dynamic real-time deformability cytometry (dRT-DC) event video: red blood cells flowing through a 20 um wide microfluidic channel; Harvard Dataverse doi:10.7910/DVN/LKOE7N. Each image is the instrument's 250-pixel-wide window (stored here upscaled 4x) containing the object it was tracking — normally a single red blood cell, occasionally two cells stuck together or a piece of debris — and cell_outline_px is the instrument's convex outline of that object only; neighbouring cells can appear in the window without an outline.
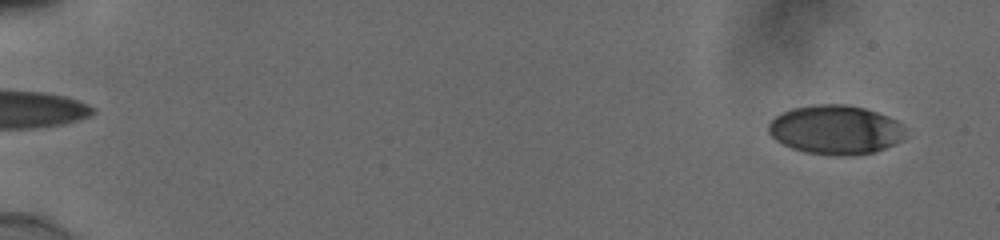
{"species": "human", "species_latin": "Homo sapiens", "temperature_condition": "cold", "stored_images_in_passage": 56, "camera_frame_rate_fps": 3000, "um_per_image_px": 0.085, "donor": {"sex": "male"}, "frame": {"image": 1, "passage_image": 4, "time_ms": 1.0, "image_size_px": [1000, 240], "cell_outline_px": [[904, 136], [900, 140], [884, 148], [872, 152], [804, 152], [792, 148], [776, 140], [768, 132], [768, 124], [776, 116], [792, 108], [816, 104], [848, 104], [864, 108], [888, 116], [896, 120], [904, 128]], "centroid_in_image_um": [70.98, 10.96], "position_along_channel_um": 14.0, "area_um2": 37.86}}
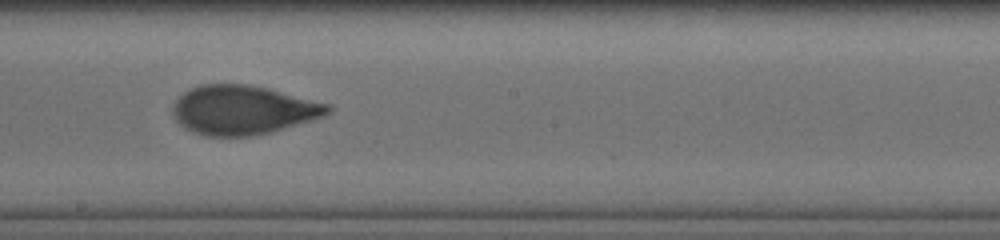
{"frame": {"image": 2, "passage_image": 34, "time_ms": 11.0, "image_size_px": [1000, 240], "cell_outline_px": [[332, 108], [324, 116], [312, 120], [268, 132], [248, 136], [208, 136], [192, 132], [184, 128], [176, 120], [172, 112], [172, 108], [176, 100], [184, 92], [200, 84], [244, 84], [264, 88], [328, 104]], "centroid_in_image_um": [20.59, 9.35], "position_along_channel_um": 227.6, "area_um2": 43.64}}
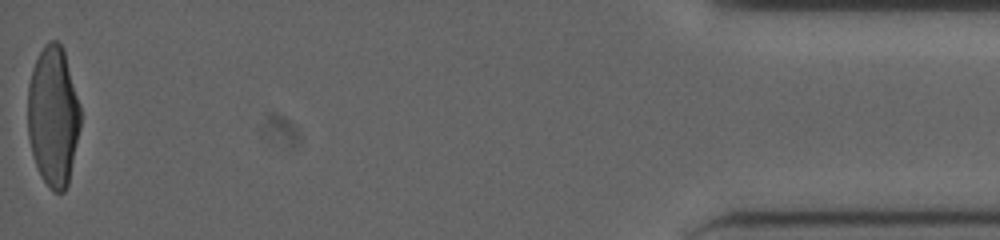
{"frame": {"image": 3, "passage_image": 56, "time_ms": 18.333, "image_size_px": [1000, 240], "cell_outline_px": [[80, 128], [68, 184], [64, 192], [52, 192], [48, 188], [40, 176], [32, 152], [28, 136], [28, 84], [32, 68], [44, 44], [48, 40], [56, 40], [64, 48], [80, 104]], "centroid_in_image_um": [4.52, 9.87], "position_along_channel_um": 430.7, "area_um2": 43.35}, "authors_computed_cell_mechanics": {"area_um2": 43.3211, "velocity_mm_per_s": 3.8674, "shape_relaxation_time_tau1_ms": 5.1608, "shape_relaxation_time_tau2_ms": 0.8511, "deformation_change_tau1": 0.216, "deformation_change_tau2": 0.0679}}